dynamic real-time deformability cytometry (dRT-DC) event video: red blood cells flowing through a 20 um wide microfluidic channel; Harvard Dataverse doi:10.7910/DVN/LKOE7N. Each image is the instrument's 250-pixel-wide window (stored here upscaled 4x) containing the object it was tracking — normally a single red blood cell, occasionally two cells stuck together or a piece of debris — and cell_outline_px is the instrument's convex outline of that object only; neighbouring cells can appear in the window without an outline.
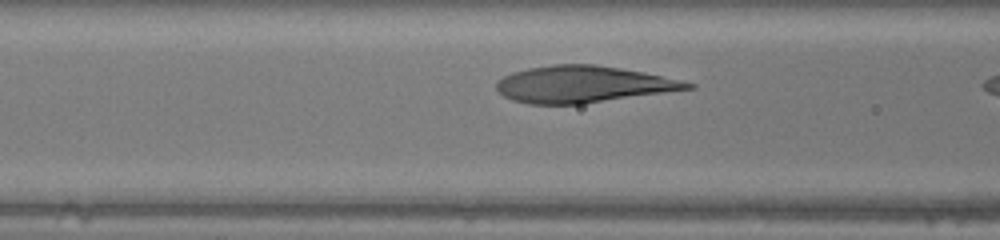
{"species": "human", "species_latin": "Homo sapiens", "temperature_condition": "warm", "stored_images_in_passage": 8, "camera_frame_rate_fps": 3000, "um_per_image_px": 0.085, "donor": {"sex": "female"}, "frame": {"image": 1, "passage_image": 7, "time_ms": 2.0, "image_size_px": [1000, 240], "cell_outline_px": [[696, 88], [580, 104], [528, 104], [512, 100], [504, 96], [496, 88], [496, 80], [512, 72], [528, 68], [552, 64], [592, 64], [620, 68], [680, 80], [696, 84]], "centroid_in_image_um": [49.51, 7.17], "position_along_channel_um": 117.1, "area_um2": 40.58}}